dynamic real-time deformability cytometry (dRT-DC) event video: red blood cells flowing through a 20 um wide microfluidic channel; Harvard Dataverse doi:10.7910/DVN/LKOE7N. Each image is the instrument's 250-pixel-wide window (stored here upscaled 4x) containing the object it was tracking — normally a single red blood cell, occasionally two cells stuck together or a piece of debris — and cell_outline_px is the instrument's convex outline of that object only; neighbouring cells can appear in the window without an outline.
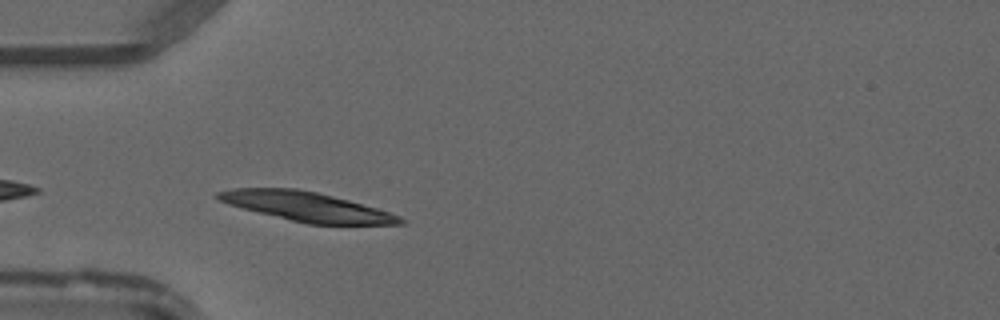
{"species": "common noctule bat (a hibernating species)", "species_latin": "Nyctalus noctula", "temperature_condition": "warm", "stored_images_in_passage": 34, "camera_frame_rate_fps": 3000, "um_per_image_px": 0.085, "animal": {"sex": "male", "forearm_length_mm": 52.5}, "frame": {"image": 1, "passage_image": 2, "time_ms": 0.333, "image_size_px": [1000, 320], "cell_outline_px": [[408, 220], [404, 224], [308, 224], [228, 204], [220, 200], [216, 196], [216, 192], [232, 188], [296, 188], [316, 192], [348, 200], [376, 208], [400, 216]], "centroid_in_image_um": [26.09, 17.56], "position_along_channel_um": 58.9, "area_um2": 30.58}}
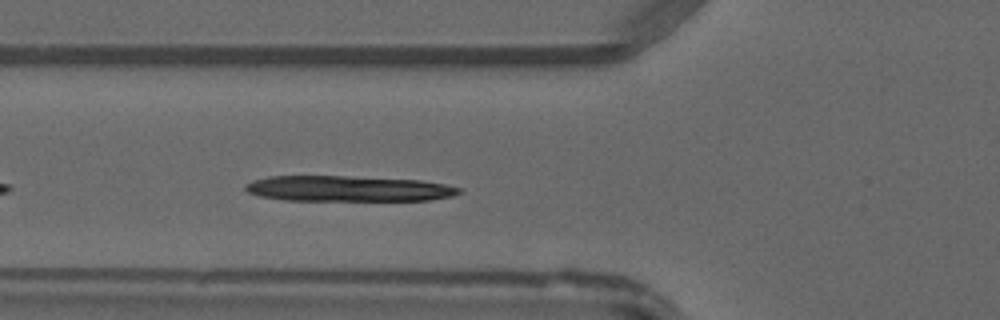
{"frame": {"image": 2, "passage_image": 5, "time_ms": 1.333, "image_size_px": [1000, 320], "cell_outline_px": [[464, 192], [452, 196], [428, 200], [284, 200], [260, 196], [248, 192], [244, 188], [244, 184], [252, 180], [268, 176], [348, 176], [420, 180], [444, 184], [464, 188]], "centroid_in_image_um": [29.6, 16.03], "position_along_channel_um": 96.2, "area_um2": 32.02}}
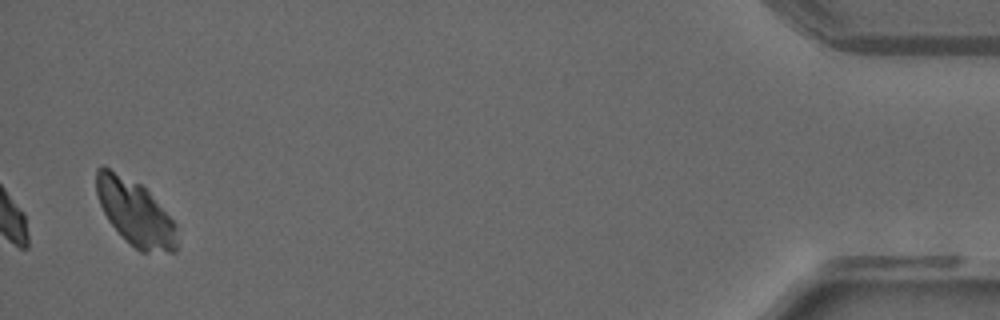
{"frame": {"image": 3, "passage_image": 34, "time_ms": 11.0, "image_size_px": [1000, 320], "cell_outline_px": [[176, 252], [140, 252], [108, 220], [100, 204], [96, 192], [96, 168], [104, 164], [140, 184], [148, 192], [176, 224]], "centroid_in_image_um": [11.46, 18.04], "position_along_channel_um": 423.7, "area_um2": 30.29}}